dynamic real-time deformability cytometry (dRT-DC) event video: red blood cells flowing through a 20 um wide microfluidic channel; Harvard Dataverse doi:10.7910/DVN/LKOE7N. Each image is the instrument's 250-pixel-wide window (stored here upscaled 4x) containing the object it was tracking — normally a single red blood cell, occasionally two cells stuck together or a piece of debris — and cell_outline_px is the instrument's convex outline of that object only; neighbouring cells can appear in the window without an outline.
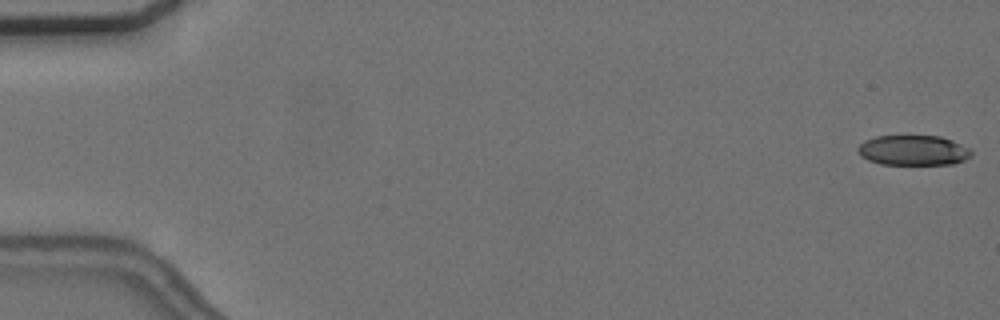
{"species": "common noctule bat (a hibernating species)", "species_latin": "Nyctalus noctula", "temperature_condition": "cold", "stored_images_in_passage": 18, "camera_frame_rate_fps": 3000, "um_per_image_px": 0.085, "animal": {"sex": "female", "body_mass_g": 24.6, "forearm_length_mm": 56.2}, "frame": {"image": 1, "passage_image": 1, "time_ms": 0.0, "image_size_px": [1000, 320], "cell_outline_px": [[972, 156], [964, 160], [952, 164], [880, 164], [868, 160], [860, 156], [856, 148], [864, 140], [876, 136], [940, 136], [952, 140], [972, 148]], "centroid_in_image_um": [77.64, 12.77], "position_along_channel_um": 7.4, "area_um2": 20.11}}